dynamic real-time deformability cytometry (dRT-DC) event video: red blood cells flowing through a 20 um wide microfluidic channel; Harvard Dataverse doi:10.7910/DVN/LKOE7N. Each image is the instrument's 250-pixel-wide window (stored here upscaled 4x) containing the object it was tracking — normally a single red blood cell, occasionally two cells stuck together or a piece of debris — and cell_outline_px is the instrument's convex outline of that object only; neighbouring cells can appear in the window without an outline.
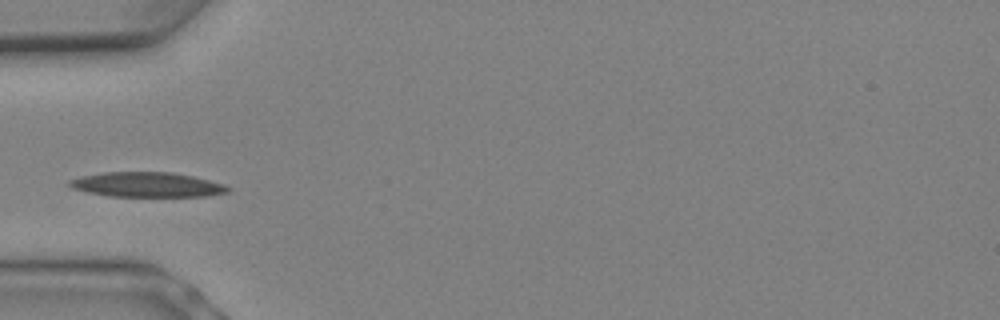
{"species": "Egyptian fruit bat (a non-hibernating species)", "species_latin": "Rousettus aegyptiacus", "temperature_condition": "warm", "stored_images_in_passage": 7, "camera_frame_rate_fps": 3000, "um_per_image_px": 0.085, "animal": {"sex": "female"}, "frame": {"image": 1, "passage_image": 5, "time_ms": 1.333, "image_size_px": [1000, 320], "cell_outline_px": [[232, 188], [228, 192], [208, 196], [108, 196], [88, 192], [72, 188], [68, 184], [68, 180], [80, 176], [104, 172], [172, 172], [192, 176], [224, 184]], "centroid_in_image_um": [12.49, 15.69], "position_along_channel_um": 72.5, "area_um2": 22.89}}